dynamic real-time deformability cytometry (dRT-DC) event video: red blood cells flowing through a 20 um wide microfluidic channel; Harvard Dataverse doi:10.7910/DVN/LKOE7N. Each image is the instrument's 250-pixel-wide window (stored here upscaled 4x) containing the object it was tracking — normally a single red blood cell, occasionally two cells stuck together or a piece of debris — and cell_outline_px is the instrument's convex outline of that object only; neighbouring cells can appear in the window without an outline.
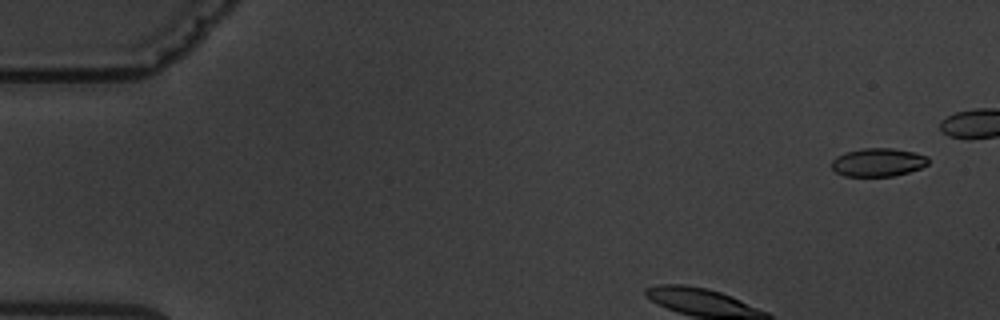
{"species": "common noctule bat (a hibernating species)", "species_latin": "Nyctalus noctula", "temperature_condition": "warm", "stored_images_in_passage": 4, "camera_frame_rate_fps": 3000, "um_per_image_px": 0.085, "animal": {"sex": "male", "body_mass_g": 19.5, "forearm_length_mm": 54.6}, "frame": {"image": 1, "passage_image": 1, "time_ms": 0.0, "image_size_px": [1000, 320], "cell_outline_px": [[928, 164], [920, 168], [908, 172], [892, 176], [844, 176], [836, 172], [832, 168], [832, 160], [836, 156], [844, 152], [860, 148], [892, 148], [912, 152], [928, 156]], "centroid_in_image_um": [74.6, 13.79], "position_along_channel_um": 10.4, "area_um2": 15.95}}